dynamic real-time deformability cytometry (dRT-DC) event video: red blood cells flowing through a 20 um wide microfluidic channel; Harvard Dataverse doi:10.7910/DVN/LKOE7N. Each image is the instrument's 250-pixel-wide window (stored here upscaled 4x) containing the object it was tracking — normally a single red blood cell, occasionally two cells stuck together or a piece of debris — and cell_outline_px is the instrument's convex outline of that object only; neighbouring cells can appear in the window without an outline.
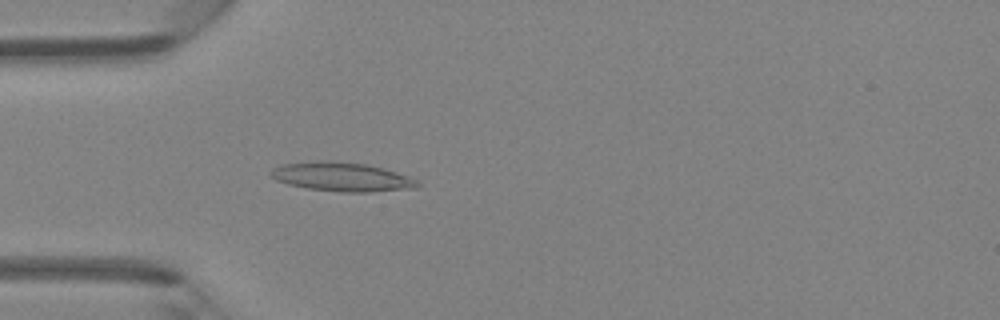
{"species": "Egyptian fruit bat (a non-hibernating species)", "species_latin": "Rousettus aegyptiacus", "temperature_condition": "room temperature", "stored_images_in_passage": 47, "camera_frame_rate_fps": 3000, "um_per_image_px": 0.085, "animal": {"sex": "female"}, "frame": {"image": 1, "passage_image": 14, "time_ms": 4.333, "image_size_px": [1000, 320], "cell_outline_px": [[420, 184], [416, 188], [368, 192], [340, 192], [308, 188], [288, 184], [276, 180], [268, 172], [272, 168], [284, 164], [316, 160], [320, 160], [364, 164], [384, 168], [408, 176], [416, 180]], "centroid_in_image_um": [29.04, 15.03], "position_along_channel_um": 56.0, "area_um2": 24.62}}
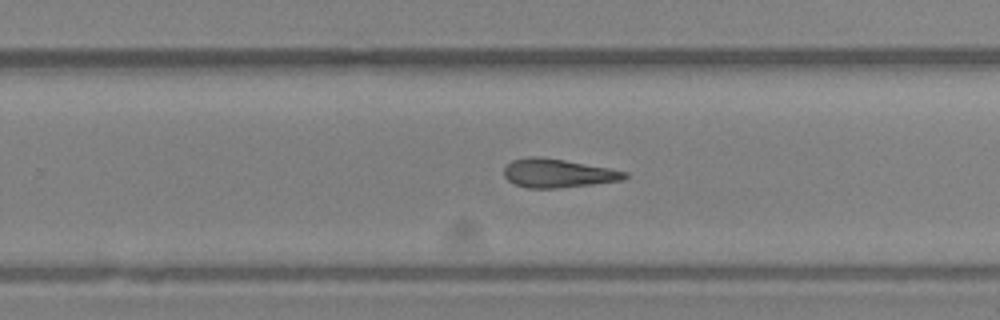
{"frame": {"image": 2, "passage_image": 30, "time_ms": 9.667, "image_size_px": [1000, 320], "cell_outline_px": [[628, 176], [624, 180], [592, 184], [556, 188], [528, 188], [512, 184], [504, 176], [504, 168], [512, 160], [528, 156], [536, 156], [564, 160], [608, 168], [628, 172]], "centroid_in_image_um": [47.39, 14.73], "position_along_channel_um": 282.4, "area_um2": 20.11}}
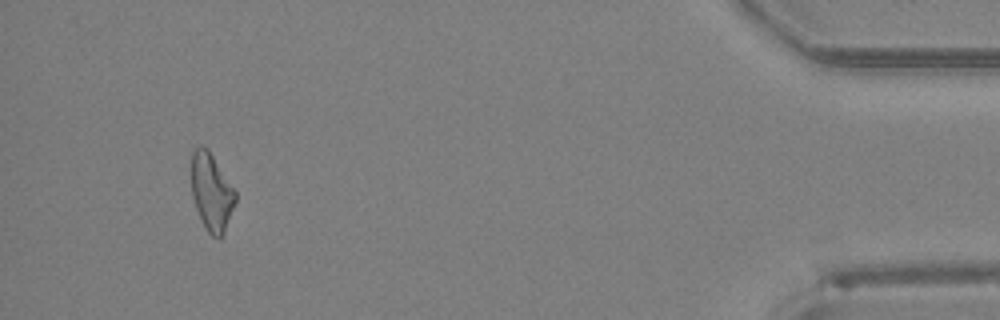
{"frame": {"image": 3, "passage_image": 44, "time_ms": 14.333, "image_size_px": [1000, 320], "cell_outline_px": [[236, 200], [224, 232], [220, 240], [212, 236], [208, 232], [200, 220], [192, 196], [192, 148], [200, 144], [208, 148], [236, 192]], "centroid_in_image_um": [17.96, 16.31], "position_along_channel_um": 417.2, "area_um2": 19.88}, "authors_computed_cell_mechanics": {"area_um2": 20.9814, "velocity_mm_per_s": 4.3731, "shape_relaxation_time_tau1_ms": 5.2053, "shape_relaxation_time_tau2_ms": 3.3367, "deformation_change_tau1": 0.1518, "deformation_change_tau2": 0.1558}}